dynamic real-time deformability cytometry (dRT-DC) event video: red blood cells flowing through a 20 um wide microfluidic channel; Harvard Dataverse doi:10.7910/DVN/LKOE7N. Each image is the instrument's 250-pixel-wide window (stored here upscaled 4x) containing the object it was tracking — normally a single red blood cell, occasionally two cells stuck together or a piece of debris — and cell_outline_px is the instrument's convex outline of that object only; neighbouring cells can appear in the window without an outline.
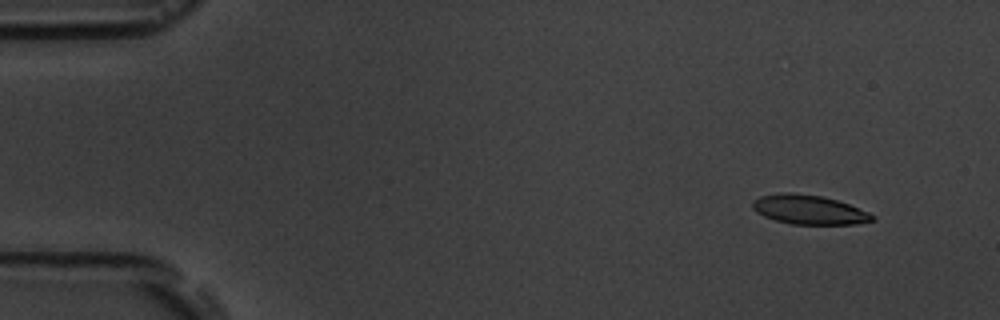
{"species": "common noctule bat (a hibernating species)", "species_latin": "Nyctalus noctula", "temperature_condition": "room temperature", "stored_images_in_passage": 5, "camera_frame_rate_fps": 3000, "um_per_image_px": 0.085, "animal": {"sex": "male", "body_mass_g": 19.5, "forearm_length_mm": 54.6}, "frame": {"image": 1, "passage_image": 2, "time_ms": 1.0, "image_size_px": [1000, 320], "cell_outline_px": [[876, 220], [856, 224], [792, 224], [776, 220], [764, 216], [756, 212], [752, 208], [752, 200], [760, 196], [784, 192], [792, 192], [820, 196], [836, 200], [848, 204], [868, 212], [876, 216]], "centroid_in_image_um": [68.75, 17.82], "position_along_channel_um": 16.2, "area_um2": 20.4}}
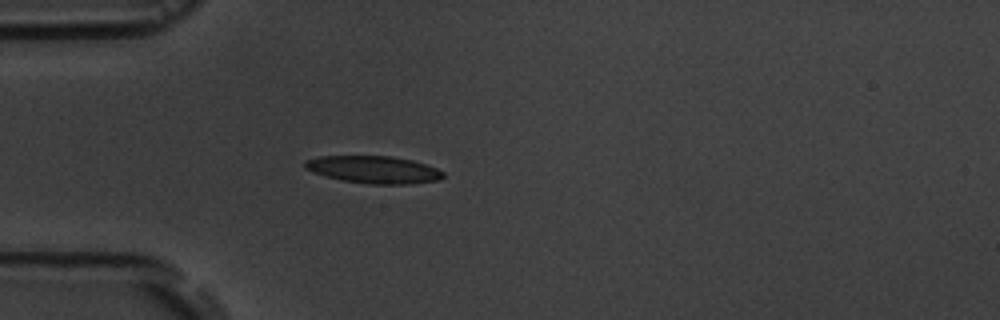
{"frame": {"image": 2, "passage_image": 5, "time_ms": 4.667, "image_size_px": [1000, 320], "cell_outline_px": [[444, 176], [440, 180], [408, 184], [372, 184], [344, 180], [324, 176], [312, 172], [304, 168], [304, 160], [320, 156], [392, 156], [412, 160], [436, 168], [444, 172]], "centroid_in_image_um": [31.75, 14.41], "position_along_channel_um": 53.3, "area_um2": 22.02}}